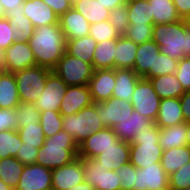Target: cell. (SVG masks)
Masks as SVG:
<instances>
[{
  "instance_id": "cell-1",
  "label": "cell",
  "mask_w": 190,
  "mask_h": 190,
  "mask_svg": "<svg viewBox=\"0 0 190 190\" xmlns=\"http://www.w3.org/2000/svg\"><path fill=\"white\" fill-rule=\"evenodd\" d=\"M27 42L34 54L36 65L50 70L66 52V39L59 23L35 28Z\"/></svg>"
},
{
  "instance_id": "cell-2",
  "label": "cell",
  "mask_w": 190,
  "mask_h": 190,
  "mask_svg": "<svg viewBox=\"0 0 190 190\" xmlns=\"http://www.w3.org/2000/svg\"><path fill=\"white\" fill-rule=\"evenodd\" d=\"M152 40L160 46V52L172 59L190 58V31L184 20L153 25Z\"/></svg>"
},
{
  "instance_id": "cell-3",
  "label": "cell",
  "mask_w": 190,
  "mask_h": 190,
  "mask_svg": "<svg viewBox=\"0 0 190 190\" xmlns=\"http://www.w3.org/2000/svg\"><path fill=\"white\" fill-rule=\"evenodd\" d=\"M78 158V145L65 130L46 138L38 150L35 164L51 170L68 165Z\"/></svg>"
},
{
  "instance_id": "cell-4",
  "label": "cell",
  "mask_w": 190,
  "mask_h": 190,
  "mask_svg": "<svg viewBox=\"0 0 190 190\" xmlns=\"http://www.w3.org/2000/svg\"><path fill=\"white\" fill-rule=\"evenodd\" d=\"M160 128L155 122L141 129L130 142V163L136 168H145L160 163L163 149L159 144Z\"/></svg>"
},
{
  "instance_id": "cell-5",
  "label": "cell",
  "mask_w": 190,
  "mask_h": 190,
  "mask_svg": "<svg viewBox=\"0 0 190 190\" xmlns=\"http://www.w3.org/2000/svg\"><path fill=\"white\" fill-rule=\"evenodd\" d=\"M63 130L70 134L79 146L93 132L105 128L101 118L97 116L96 103L82 108L76 114L62 117Z\"/></svg>"
},
{
  "instance_id": "cell-6",
  "label": "cell",
  "mask_w": 190,
  "mask_h": 190,
  "mask_svg": "<svg viewBox=\"0 0 190 190\" xmlns=\"http://www.w3.org/2000/svg\"><path fill=\"white\" fill-rule=\"evenodd\" d=\"M52 70L42 66H32L14 73L21 102L35 103L42 95L47 76Z\"/></svg>"
},
{
  "instance_id": "cell-7",
  "label": "cell",
  "mask_w": 190,
  "mask_h": 190,
  "mask_svg": "<svg viewBox=\"0 0 190 190\" xmlns=\"http://www.w3.org/2000/svg\"><path fill=\"white\" fill-rule=\"evenodd\" d=\"M52 71L68 86H86L92 78L94 69L91 64L65 52Z\"/></svg>"
},
{
  "instance_id": "cell-8",
  "label": "cell",
  "mask_w": 190,
  "mask_h": 190,
  "mask_svg": "<svg viewBox=\"0 0 190 190\" xmlns=\"http://www.w3.org/2000/svg\"><path fill=\"white\" fill-rule=\"evenodd\" d=\"M160 101L161 99L153 89L150 80L141 77L130 100L133 109L155 122L159 112Z\"/></svg>"
},
{
  "instance_id": "cell-9",
  "label": "cell",
  "mask_w": 190,
  "mask_h": 190,
  "mask_svg": "<svg viewBox=\"0 0 190 190\" xmlns=\"http://www.w3.org/2000/svg\"><path fill=\"white\" fill-rule=\"evenodd\" d=\"M84 180L96 190H121V182L114 170H107L95 159L83 158Z\"/></svg>"
},
{
  "instance_id": "cell-10",
  "label": "cell",
  "mask_w": 190,
  "mask_h": 190,
  "mask_svg": "<svg viewBox=\"0 0 190 190\" xmlns=\"http://www.w3.org/2000/svg\"><path fill=\"white\" fill-rule=\"evenodd\" d=\"M120 141L112 128L105 127L98 132H93L78 146V157L94 159L106 149Z\"/></svg>"
},
{
  "instance_id": "cell-11",
  "label": "cell",
  "mask_w": 190,
  "mask_h": 190,
  "mask_svg": "<svg viewBox=\"0 0 190 190\" xmlns=\"http://www.w3.org/2000/svg\"><path fill=\"white\" fill-rule=\"evenodd\" d=\"M68 85L53 71L47 76L42 95L37 99L35 105L41 111H59L63 97Z\"/></svg>"
},
{
  "instance_id": "cell-12",
  "label": "cell",
  "mask_w": 190,
  "mask_h": 190,
  "mask_svg": "<svg viewBox=\"0 0 190 190\" xmlns=\"http://www.w3.org/2000/svg\"><path fill=\"white\" fill-rule=\"evenodd\" d=\"M96 110L104 126L110 128L131 116L134 111L130 101L113 97L96 103Z\"/></svg>"
},
{
  "instance_id": "cell-13",
  "label": "cell",
  "mask_w": 190,
  "mask_h": 190,
  "mask_svg": "<svg viewBox=\"0 0 190 190\" xmlns=\"http://www.w3.org/2000/svg\"><path fill=\"white\" fill-rule=\"evenodd\" d=\"M52 189V170L38 165H24L19 183L15 190H46Z\"/></svg>"
},
{
  "instance_id": "cell-14",
  "label": "cell",
  "mask_w": 190,
  "mask_h": 190,
  "mask_svg": "<svg viewBox=\"0 0 190 190\" xmlns=\"http://www.w3.org/2000/svg\"><path fill=\"white\" fill-rule=\"evenodd\" d=\"M5 71L15 73L36 65L35 57L28 42L15 41L4 50Z\"/></svg>"
},
{
  "instance_id": "cell-15",
  "label": "cell",
  "mask_w": 190,
  "mask_h": 190,
  "mask_svg": "<svg viewBox=\"0 0 190 190\" xmlns=\"http://www.w3.org/2000/svg\"><path fill=\"white\" fill-rule=\"evenodd\" d=\"M169 176L160 163H153L145 168L135 167V184L133 190H155L169 187Z\"/></svg>"
},
{
  "instance_id": "cell-16",
  "label": "cell",
  "mask_w": 190,
  "mask_h": 190,
  "mask_svg": "<svg viewBox=\"0 0 190 190\" xmlns=\"http://www.w3.org/2000/svg\"><path fill=\"white\" fill-rule=\"evenodd\" d=\"M83 181V158L78 157L70 164L52 170L53 190H69Z\"/></svg>"
},
{
  "instance_id": "cell-17",
  "label": "cell",
  "mask_w": 190,
  "mask_h": 190,
  "mask_svg": "<svg viewBox=\"0 0 190 190\" xmlns=\"http://www.w3.org/2000/svg\"><path fill=\"white\" fill-rule=\"evenodd\" d=\"M115 82V69L94 70L88 83L93 103L110 99L116 85Z\"/></svg>"
},
{
  "instance_id": "cell-18",
  "label": "cell",
  "mask_w": 190,
  "mask_h": 190,
  "mask_svg": "<svg viewBox=\"0 0 190 190\" xmlns=\"http://www.w3.org/2000/svg\"><path fill=\"white\" fill-rule=\"evenodd\" d=\"M93 103L88 85L68 86L59 112L62 116L76 114L82 108Z\"/></svg>"
},
{
  "instance_id": "cell-19",
  "label": "cell",
  "mask_w": 190,
  "mask_h": 190,
  "mask_svg": "<svg viewBox=\"0 0 190 190\" xmlns=\"http://www.w3.org/2000/svg\"><path fill=\"white\" fill-rule=\"evenodd\" d=\"M22 7L24 15L35 28L59 23V17L42 0H25Z\"/></svg>"
},
{
  "instance_id": "cell-20",
  "label": "cell",
  "mask_w": 190,
  "mask_h": 190,
  "mask_svg": "<svg viewBox=\"0 0 190 190\" xmlns=\"http://www.w3.org/2000/svg\"><path fill=\"white\" fill-rule=\"evenodd\" d=\"M59 24L66 40L89 35L90 23L73 7L59 17Z\"/></svg>"
},
{
  "instance_id": "cell-21",
  "label": "cell",
  "mask_w": 190,
  "mask_h": 190,
  "mask_svg": "<svg viewBox=\"0 0 190 190\" xmlns=\"http://www.w3.org/2000/svg\"><path fill=\"white\" fill-rule=\"evenodd\" d=\"M94 159L107 170L117 171L121 166L130 162V143L120 140Z\"/></svg>"
},
{
  "instance_id": "cell-22",
  "label": "cell",
  "mask_w": 190,
  "mask_h": 190,
  "mask_svg": "<svg viewBox=\"0 0 190 190\" xmlns=\"http://www.w3.org/2000/svg\"><path fill=\"white\" fill-rule=\"evenodd\" d=\"M160 53V46L153 40L138 44L133 71L139 77H145L150 70H154L155 57Z\"/></svg>"
},
{
  "instance_id": "cell-23",
  "label": "cell",
  "mask_w": 190,
  "mask_h": 190,
  "mask_svg": "<svg viewBox=\"0 0 190 190\" xmlns=\"http://www.w3.org/2000/svg\"><path fill=\"white\" fill-rule=\"evenodd\" d=\"M180 98H164L160 101L156 125L159 128H168L185 122L181 111Z\"/></svg>"
},
{
  "instance_id": "cell-24",
  "label": "cell",
  "mask_w": 190,
  "mask_h": 190,
  "mask_svg": "<svg viewBox=\"0 0 190 190\" xmlns=\"http://www.w3.org/2000/svg\"><path fill=\"white\" fill-rule=\"evenodd\" d=\"M151 122L150 119L134 110L131 116L113 126L112 130L120 140L130 143L136 133H139L143 127L148 126Z\"/></svg>"
},
{
  "instance_id": "cell-25",
  "label": "cell",
  "mask_w": 190,
  "mask_h": 190,
  "mask_svg": "<svg viewBox=\"0 0 190 190\" xmlns=\"http://www.w3.org/2000/svg\"><path fill=\"white\" fill-rule=\"evenodd\" d=\"M139 77L132 69H115V88L113 98L130 101Z\"/></svg>"
},
{
  "instance_id": "cell-26",
  "label": "cell",
  "mask_w": 190,
  "mask_h": 190,
  "mask_svg": "<svg viewBox=\"0 0 190 190\" xmlns=\"http://www.w3.org/2000/svg\"><path fill=\"white\" fill-rule=\"evenodd\" d=\"M138 44L124 35L116 39L114 69H133Z\"/></svg>"
},
{
  "instance_id": "cell-27",
  "label": "cell",
  "mask_w": 190,
  "mask_h": 190,
  "mask_svg": "<svg viewBox=\"0 0 190 190\" xmlns=\"http://www.w3.org/2000/svg\"><path fill=\"white\" fill-rule=\"evenodd\" d=\"M10 25L15 28L13 37L15 41L27 42L33 35L35 27L23 12V7L12 8L5 13Z\"/></svg>"
},
{
  "instance_id": "cell-28",
  "label": "cell",
  "mask_w": 190,
  "mask_h": 190,
  "mask_svg": "<svg viewBox=\"0 0 190 190\" xmlns=\"http://www.w3.org/2000/svg\"><path fill=\"white\" fill-rule=\"evenodd\" d=\"M20 102L14 73L0 71V108H16Z\"/></svg>"
},
{
  "instance_id": "cell-29",
  "label": "cell",
  "mask_w": 190,
  "mask_h": 190,
  "mask_svg": "<svg viewBox=\"0 0 190 190\" xmlns=\"http://www.w3.org/2000/svg\"><path fill=\"white\" fill-rule=\"evenodd\" d=\"M149 80L160 99L180 98L185 93L175 73L150 78Z\"/></svg>"
},
{
  "instance_id": "cell-30",
  "label": "cell",
  "mask_w": 190,
  "mask_h": 190,
  "mask_svg": "<svg viewBox=\"0 0 190 190\" xmlns=\"http://www.w3.org/2000/svg\"><path fill=\"white\" fill-rule=\"evenodd\" d=\"M188 162H190V147L188 146L163 150L160 159V164L168 176Z\"/></svg>"
},
{
  "instance_id": "cell-31",
  "label": "cell",
  "mask_w": 190,
  "mask_h": 190,
  "mask_svg": "<svg viewBox=\"0 0 190 190\" xmlns=\"http://www.w3.org/2000/svg\"><path fill=\"white\" fill-rule=\"evenodd\" d=\"M97 41L90 35L73 40H66V52L71 56L92 65L93 55L97 46Z\"/></svg>"
},
{
  "instance_id": "cell-32",
  "label": "cell",
  "mask_w": 190,
  "mask_h": 190,
  "mask_svg": "<svg viewBox=\"0 0 190 190\" xmlns=\"http://www.w3.org/2000/svg\"><path fill=\"white\" fill-rule=\"evenodd\" d=\"M72 7L82 14L90 24L109 20L110 10L98 0H79L73 3Z\"/></svg>"
},
{
  "instance_id": "cell-33",
  "label": "cell",
  "mask_w": 190,
  "mask_h": 190,
  "mask_svg": "<svg viewBox=\"0 0 190 190\" xmlns=\"http://www.w3.org/2000/svg\"><path fill=\"white\" fill-rule=\"evenodd\" d=\"M151 6L153 24L173 23L181 20L173 0H148Z\"/></svg>"
},
{
  "instance_id": "cell-34",
  "label": "cell",
  "mask_w": 190,
  "mask_h": 190,
  "mask_svg": "<svg viewBox=\"0 0 190 190\" xmlns=\"http://www.w3.org/2000/svg\"><path fill=\"white\" fill-rule=\"evenodd\" d=\"M186 135V122L168 128H160L159 144L163 150L187 146Z\"/></svg>"
},
{
  "instance_id": "cell-35",
  "label": "cell",
  "mask_w": 190,
  "mask_h": 190,
  "mask_svg": "<svg viewBox=\"0 0 190 190\" xmlns=\"http://www.w3.org/2000/svg\"><path fill=\"white\" fill-rule=\"evenodd\" d=\"M116 39L97 43L92 59V67L98 69H114Z\"/></svg>"
},
{
  "instance_id": "cell-36",
  "label": "cell",
  "mask_w": 190,
  "mask_h": 190,
  "mask_svg": "<svg viewBox=\"0 0 190 190\" xmlns=\"http://www.w3.org/2000/svg\"><path fill=\"white\" fill-rule=\"evenodd\" d=\"M126 6L130 25L153 24L148 0H127Z\"/></svg>"
},
{
  "instance_id": "cell-37",
  "label": "cell",
  "mask_w": 190,
  "mask_h": 190,
  "mask_svg": "<svg viewBox=\"0 0 190 190\" xmlns=\"http://www.w3.org/2000/svg\"><path fill=\"white\" fill-rule=\"evenodd\" d=\"M24 165L16 157L0 159V179L12 189L19 183Z\"/></svg>"
},
{
  "instance_id": "cell-38",
  "label": "cell",
  "mask_w": 190,
  "mask_h": 190,
  "mask_svg": "<svg viewBox=\"0 0 190 190\" xmlns=\"http://www.w3.org/2000/svg\"><path fill=\"white\" fill-rule=\"evenodd\" d=\"M20 139L26 145L35 146L38 149L44 145L45 135L40 122L36 124H24L22 127H18Z\"/></svg>"
},
{
  "instance_id": "cell-39",
  "label": "cell",
  "mask_w": 190,
  "mask_h": 190,
  "mask_svg": "<svg viewBox=\"0 0 190 190\" xmlns=\"http://www.w3.org/2000/svg\"><path fill=\"white\" fill-rule=\"evenodd\" d=\"M21 144L17 130L0 132V159L16 157Z\"/></svg>"
},
{
  "instance_id": "cell-40",
  "label": "cell",
  "mask_w": 190,
  "mask_h": 190,
  "mask_svg": "<svg viewBox=\"0 0 190 190\" xmlns=\"http://www.w3.org/2000/svg\"><path fill=\"white\" fill-rule=\"evenodd\" d=\"M62 115L59 111H41L39 122L46 138H49L63 130Z\"/></svg>"
},
{
  "instance_id": "cell-41",
  "label": "cell",
  "mask_w": 190,
  "mask_h": 190,
  "mask_svg": "<svg viewBox=\"0 0 190 190\" xmlns=\"http://www.w3.org/2000/svg\"><path fill=\"white\" fill-rule=\"evenodd\" d=\"M177 67L178 60L172 59L160 52L159 55L155 57L154 70H150V72L144 78L150 79L162 75L174 74L177 70Z\"/></svg>"
},
{
  "instance_id": "cell-42",
  "label": "cell",
  "mask_w": 190,
  "mask_h": 190,
  "mask_svg": "<svg viewBox=\"0 0 190 190\" xmlns=\"http://www.w3.org/2000/svg\"><path fill=\"white\" fill-rule=\"evenodd\" d=\"M89 35L98 43L105 40H113L120 37L109 20L90 24Z\"/></svg>"
},
{
  "instance_id": "cell-43",
  "label": "cell",
  "mask_w": 190,
  "mask_h": 190,
  "mask_svg": "<svg viewBox=\"0 0 190 190\" xmlns=\"http://www.w3.org/2000/svg\"><path fill=\"white\" fill-rule=\"evenodd\" d=\"M15 110L19 127H22L24 124H36L39 122L40 111L35 103L20 102Z\"/></svg>"
},
{
  "instance_id": "cell-44",
  "label": "cell",
  "mask_w": 190,
  "mask_h": 190,
  "mask_svg": "<svg viewBox=\"0 0 190 190\" xmlns=\"http://www.w3.org/2000/svg\"><path fill=\"white\" fill-rule=\"evenodd\" d=\"M154 24L129 25L124 36L135 44H142L152 40Z\"/></svg>"
},
{
  "instance_id": "cell-45",
  "label": "cell",
  "mask_w": 190,
  "mask_h": 190,
  "mask_svg": "<svg viewBox=\"0 0 190 190\" xmlns=\"http://www.w3.org/2000/svg\"><path fill=\"white\" fill-rule=\"evenodd\" d=\"M109 21L120 36L126 33V30L130 25L126 3L117 6L112 11H110Z\"/></svg>"
},
{
  "instance_id": "cell-46",
  "label": "cell",
  "mask_w": 190,
  "mask_h": 190,
  "mask_svg": "<svg viewBox=\"0 0 190 190\" xmlns=\"http://www.w3.org/2000/svg\"><path fill=\"white\" fill-rule=\"evenodd\" d=\"M169 187L172 190H180L190 187V162L183 165L168 178Z\"/></svg>"
},
{
  "instance_id": "cell-47",
  "label": "cell",
  "mask_w": 190,
  "mask_h": 190,
  "mask_svg": "<svg viewBox=\"0 0 190 190\" xmlns=\"http://www.w3.org/2000/svg\"><path fill=\"white\" fill-rule=\"evenodd\" d=\"M116 172L121 182V190H133V185L135 184V166L128 162Z\"/></svg>"
},
{
  "instance_id": "cell-48",
  "label": "cell",
  "mask_w": 190,
  "mask_h": 190,
  "mask_svg": "<svg viewBox=\"0 0 190 190\" xmlns=\"http://www.w3.org/2000/svg\"><path fill=\"white\" fill-rule=\"evenodd\" d=\"M19 127L15 108H0V132L8 130H17Z\"/></svg>"
},
{
  "instance_id": "cell-49",
  "label": "cell",
  "mask_w": 190,
  "mask_h": 190,
  "mask_svg": "<svg viewBox=\"0 0 190 190\" xmlns=\"http://www.w3.org/2000/svg\"><path fill=\"white\" fill-rule=\"evenodd\" d=\"M175 75L182 85L184 91H190V58L183 57L178 61Z\"/></svg>"
},
{
  "instance_id": "cell-50",
  "label": "cell",
  "mask_w": 190,
  "mask_h": 190,
  "mask_svg": "<svg viewBox=\"0 0 190 190\" xmlns=\"http://www.w3.org/2000/svg\"><path fill=\"white\" fill-rule=\"evenodd\" d=\"M13 28L6 17L0 18V48L5 50L15 42Z\"/></svg>"
},
{
  "instance_id": "cell-51",
  "label": "cell",
  "mask_w": 190,
  "mask_h": 190,
  "mask_svg": "<svg viewBox=\"0 0 190 190\" xmlns=\"http://www.w3.org/2000/svg\"><path fill=\"white\" fill-rule=\"evenodd\" d=\"M38 148L35 146L26 145V143L21 144L16 158L23 164V165H30L34 164L37 159Z\"/></svg>"
},
{
  "instance_id": "cell-52",
  "label": "cell",
  "mask_w": 190,
  "mask_h": 190,
  "mask_svg": "<svg viewBox=\"0 0 190 190\" xmlns=\"http://www.w3.org/2000/svg\"><path fill=\"white\" fill-rule=\"evenodd\" d=\"M46 3L58 17H61L69 9L72 8V3L70 0H42Z\"/></svg>"
},
{
  "instance_id": "cell-53",
  "label": "cell",
  "mask_w": 190,
  "mask_h": 190,
  "mask_svg": "<svg viewBox=\"0 0 190 190\" xmlns=\"http://www.w3.org/2000/svg\"><path fill=\"white\" fill-rule=\"evenodd\" d=\"M181 111L186 123L190 122V91H185V93L180 97Z\"/></svg>"
},
{
  "instance_id": "cell-54",
  "label": "cell",
  "mask_w": 190,
  "mask_h": 190,
  "mask_svg": "<svg viewBox=\"0 0 190 190\" xmlns=\"http://www.w3.org/2000/svg\"><path fill=\"white\" fill-rule=\"evenodd\" d=\"M173 3L181 19L190 15V0H173Z\"/></svg>"
},
{
  "instance_id": "cell-55",
  "label": "cell",
  "mask_w": 190,
  "mask_h": 190,
  "mask_svg": "<svg viewBox=\"0 0 190 190\" xmlns=\"http://www.w3.org/2000/svg\"><path fill=\"white\" fill-rule=\"evenodd\" d=\"M25 0H0V4L4 8V13L9 11L12 8H20L22 7Z\"/></svg>"
},
{
  "instance_id": "cell-56",
  "label": "cell",
  "mask_w": 190,
  "mask_h": 190,
  "mask_svg": "<svg viewBox=\"0 0 190 190\" xmlns=\"http://www.w3.org/2000/svg\"><path fill=\"white\" fill-rule=\"evenodd\" d=\"M103 6L112 11L117 6L125 4L127 0H98Z\"/></svg>"
},
{
  "instance_id": "cell-57",
  "label": "cell",
  "mask_w": 190,
  "mask_h": 190,
  "mask_svg": "<svg viewBox=\"0 0 190 190\" xmlns=\"http://www.w3.org/2000/svg\"><path fill=\"white\" fill-rule=\"evenodd\" d=\"M69 190H96V189L84 180L82 183L76 184L74 187L70 188Z\"/></svg>"
},
{
  "instance_id": "cell-58",
  "label": "cell",
  "mask_w": 190,
  "mask_h": 190,
  "mask_svg": "<svg viewBox=\"0 0 190 190\" xmlns=\"http://www.w3.org/2000/svg\"><path fill=\"white\" fill-rule=\"evenodd\" d=\"M0 71H5V55L4 50L0 48Z\"/></svg>"
},
{
  "instance_id": "cell-59",
  "label": "cell",
  "mask_w": 190,
  "mask_h": 190,
  "mask_svg": "<svg viewBox=\"0 0 190 190\" xmlns=\"http://www.w3.org/2000/svg\"><path fill=\"white\" fill-rule=\"evenodd\" d=\"M186 141H187V146L190 147V122L186 123Z\"/></svg>"
},
{
  "instance_id": "cell-60",
  "label": "cell",
  "mask_w": 190,
  "mask_h": 190,
  "mask_svg": "<svg viewBox=\"0 0 190 190\" xmlns=\"http://www.w3.org/2000/svg\"><path fill=\"white\" fill-rule=\"evenodd\" d=\"M0 190H15V189H12L10 186L6 185V184L0 179Z\"/></svg>"
},
{
  "instance_id": "cell-61",
  "label": "cell",
  "mask_w": 190,
  "mask_h": 190,
  "mask_svg": "<svg viewBox=\"0 0 190 190\" xmlns=\"http://www.w3.org/2000/svg\"><path fill=\"white\" fill-rule=\"evenodd\" d=\"M183 20H184L187 30L190 31V15L186 16Z\"/></svg>"
},
{
  "instance_id": "cell-62",
  "label": "cell",
  "mask_w": 190,
  "mask_h": 190,
  "mask_svg": "<svg viewBox=\"0 0 190 190\" xmlns=\"http://www.w3.org/2000/svg\"><path fill=\"white\" fill-rule=\"evenodd\" d=\"M5 17V13H4V8L3 6L0 4V18Z\"/></svg>"
},
{
  "instance_id": "cell-63",
  "label": "cell",
  "mask_w": 190,
  "mask_h": 190,
  "mask_svg": "<svg viewBox=\"0 0 190 190\" xmlns=\"http://www.w3.org/2000/svg\"><path fill=\"white\" fill-rule=\"evenodd\" d=\"M155 190H172L170 187H164V188H159V189H155Z\"/></svg>"
},
{
  "instance_id": "cell-64",
  "label": "cell",
  "mask_w": 190,
  "mask_h": 190,
  "mask_svg": "<svg viewBox=\"0 0 190 190\" xmlns=\"http://www.w3.org/2000/svg\"><path fill=\"white\" fill-rule=\"evenodd\" d=\"M71 1V3L73 4V3H75V2H77V1H79V0H70Z\"/></svg>"
},
{
  "instance_id": "cell-65",
  "label": "cell",
  "mask_w": 190,
  "mask_h": 190,
  "mask_svg": "<svg viewBox=\"0 0 190 190\" xmlns=\"http://www.w3.org/2000/svg\"><path fill=\"white\" fill-rule=\"evenodd\" d=\"M180 190H190V187H187V188H185V189H180Z\"/></svg>"
}]
</instances>
